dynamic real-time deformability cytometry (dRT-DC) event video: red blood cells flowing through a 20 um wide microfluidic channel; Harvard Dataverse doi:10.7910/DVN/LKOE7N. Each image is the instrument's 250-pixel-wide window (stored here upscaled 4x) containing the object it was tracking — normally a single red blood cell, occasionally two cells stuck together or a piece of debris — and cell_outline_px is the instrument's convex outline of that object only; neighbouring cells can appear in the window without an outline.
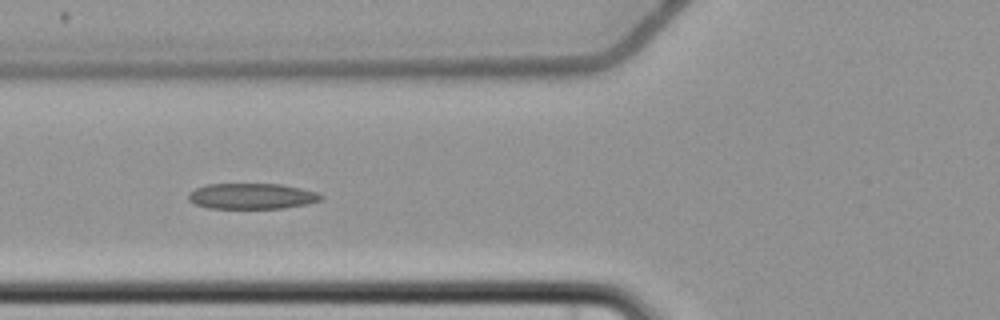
{"species": "common noctule bat (a hibernating species)", "species_latin": "Nyctalus noctula", "temperature_condition": "cold", "stored_images_in_passage": 7, "camera_frame_rate_fps": 3000, "um_per_image_px": 0.085, "animal": {"sex": "female", "body_mass_g": 22.7, "forearm_length_mm": 54.2}, "frame": {"image": 1, "passage_image": 3, "time_ms": 2.667, "image_size_px": [1000, 320], "cell_outline_px": [[324, 200], [308, 204], [284, 208], [208, 208], [196, 204], [188, 200], [188, 192], [196, 188], [208, 184], [280, 184], [300, 188], [316, 192], [324, 196]], "centroid_in_image_um": [21.43, 16.67], "position_along_channel_um": 104.4, "area_um2": 19.94}}
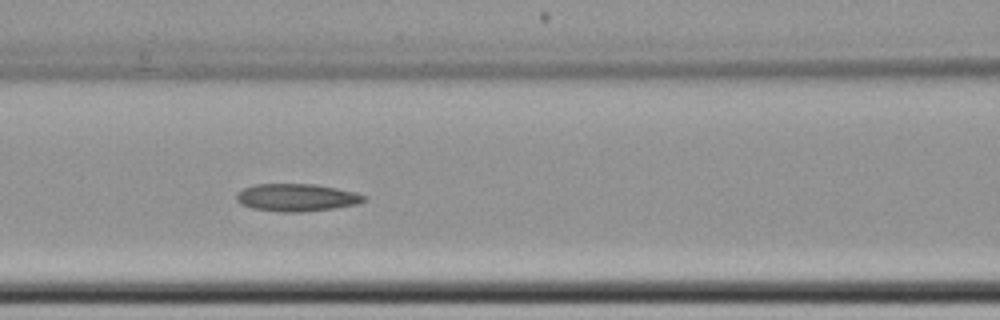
{"frame": {"image": 2, "passage_image": 4, "time_ms": 3.667, "image_size_px": [1000, 320], "cell_outline_px": [[368, 200], [356, 204], [332, 208], [300, 212], [284, 212], [252, 208], [240, 204], [236, 200], [236, 192], [252, 184], [316, 184], [356, 192], [364, 196]], "centroid_in_image_um": [25.18, 16.78], "position_along_channel_um": 141.4, "area_um2": 20.46}}
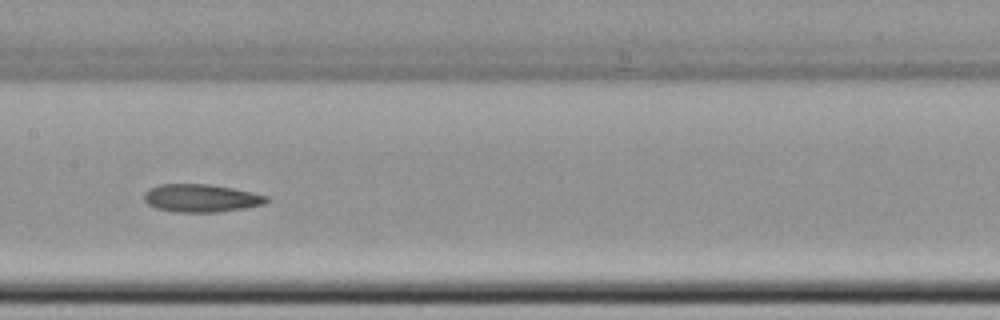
{"frame": {"image": 3, "passage_image": 5, "time_ms": 5.0, "image_size_px": [1000, 320], "cell_outline_px": [[268, 200], [264, 204], [244, 208], [220, 212], [176, 212], [156, 208], [148, 204], [144, 200], [144, 192], [148, 188], [160, 184], [208, 184], [232, 188], [252, 192], [268, 196]], "centroid_in_image_um": [17.07, 16.84], "position_along_channel_um": 190.3, "area_um2": 19.94}}